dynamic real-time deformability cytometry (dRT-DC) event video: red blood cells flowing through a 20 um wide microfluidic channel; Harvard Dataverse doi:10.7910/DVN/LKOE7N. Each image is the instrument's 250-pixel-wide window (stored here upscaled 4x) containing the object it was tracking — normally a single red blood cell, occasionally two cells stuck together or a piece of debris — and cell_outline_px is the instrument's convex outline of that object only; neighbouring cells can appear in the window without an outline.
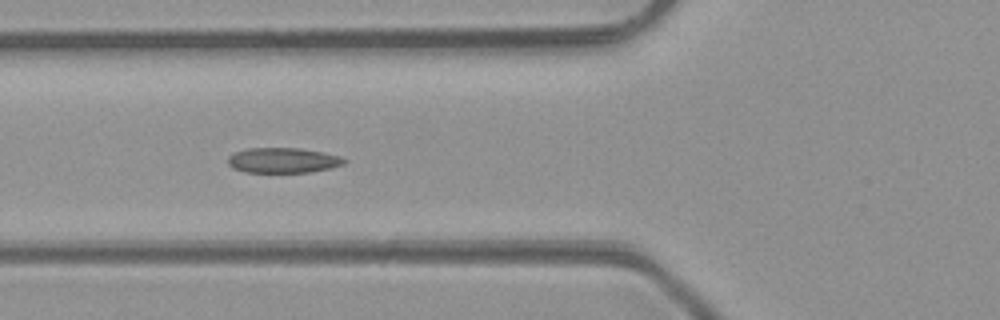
{"species": "common noctule bat (a hibernating species)", "species_latin": "Nyctalus noctula", "temperature_condition": "room temperature", "stored_images_in_passage": 33, "camera_frame_rate_fps": 3000, "um_per_image_px": 0.085, "animal": {"sex": "male", "body_mass_g": 23.1, "forearm_length_mm": 52.7}, "frame": {"image": 1, "passage_image": 3, "time_ms": 0.667, "image_size_px": [1000, 320], "cell_outline_px": [[348, 160], [344, 164], [312, 172], [244, 172], [232, 168], [228, 164], [228, 156], [232, 152], [248, 148], [300, 148], [324, 152], [340, 156]], "centroid_in_image_um": [24.03, 13.62], "position_along_channel_um": 101.8, "area_um2": 17.22}}
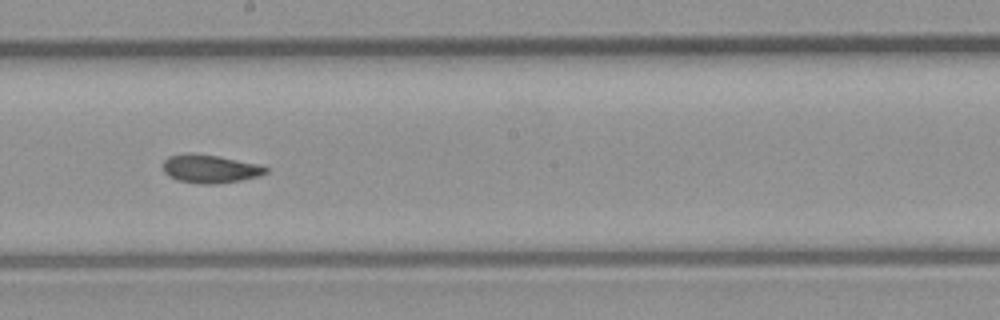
{"frame": {"image": 2, "passage_image": 12, "time_ms": 3.667, "image_size_px": [1000, 320], "cell_outline_px": [[268, 172], [260, 176], [240, 180], [216, 184], [200, 184], [180, 180], [168, 176], [164, 172], [164, 160], [168, 156], [184, 152], [192, 152], [220, 156], [260, 164], [268, 168]], "centroid_in_image_um": [17.87, 14.32], "position_along_channel_um": 230.3, "area_um2": 17.22}}
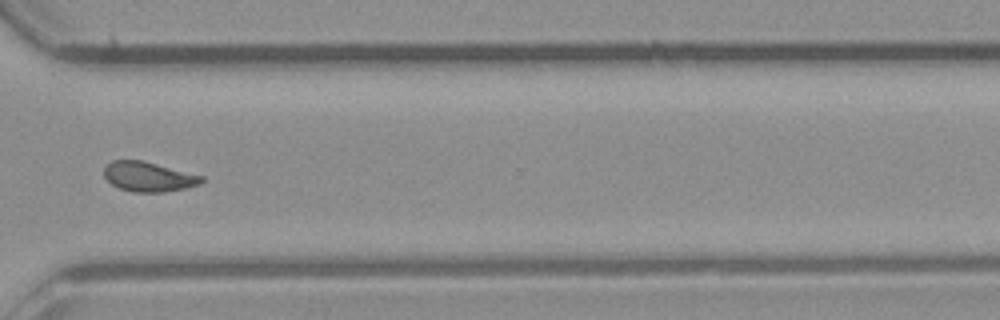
{"frame": {"image": 3, "passage_image": 21, "time_ms": 6.667, "image_size_px": [1000, 320], "cell_outline_px": [[204, 180], [200, 184], [184, 188], [164, 192], [132, 192], [120, 188], [112, 184], [104, 176], [104, 168], [112, 160], [144, 160], [204, 176]], "centroid_in_image_um": [12.64, 15.01], "position_along_channel_um": 358.0, "area_um2": 16.94}}